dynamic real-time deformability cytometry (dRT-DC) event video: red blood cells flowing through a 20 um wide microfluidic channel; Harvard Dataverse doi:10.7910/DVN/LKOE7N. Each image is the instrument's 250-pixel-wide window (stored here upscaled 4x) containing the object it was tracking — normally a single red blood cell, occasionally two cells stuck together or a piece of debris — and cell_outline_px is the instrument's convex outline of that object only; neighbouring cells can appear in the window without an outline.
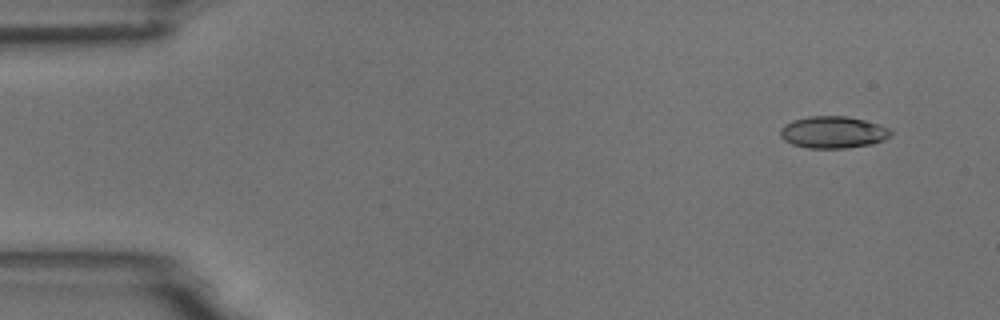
{"species": "common noctule bat (a hibernating species)", "species_latin": "Nyctalus noctula", "temperature_condition": "room temperature", "stored_images_in_passage": 5, "camera_frame_rate_fps": 3000, "um_per_image_px": 0.085, "animal": {"sex": "male", "body_mass_g": 18.8}, "frame": {"image": 1, "passage_image": 2, "time_ms": 1.0, "image_size_px": [1000, 320], "cell_outline_px": [[892, 132], [884, 140], [872, 144], [844, 148], [808, 148], [792, 144], [784, 140], [780, 136], [780, 128], [784, 124], [792, 120], [808, 116], [848, 116], [880, 124], [892, 128]], "centroid_in_image_um": [70.81, 11.23], "position_along_channel_um": 14.2, "area_um2": 20.75}}
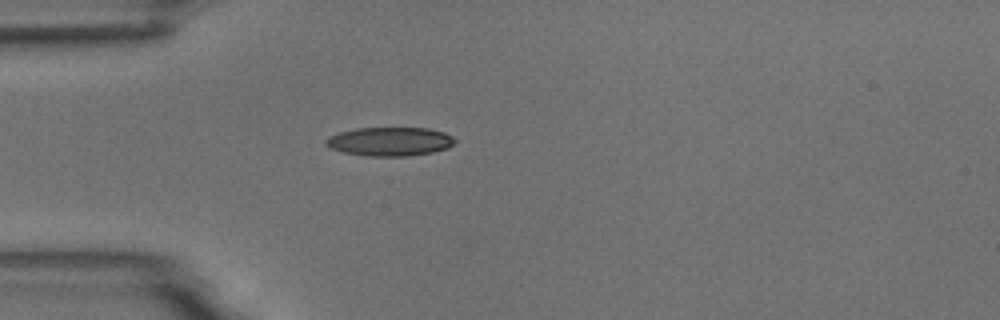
{"frame": {"image": 2, "passage_image": 5, "time_ms": 4.667, "image_size_px": [1000, 320], "cell_outline_px": [[456, 140], [448, 148], [432, 152], [408, 156], [364, 156], [344, 152], [332, 148], [324, 144], [324, 140], [328, 136], [340, 132], [356, 128], [428, 128], [444, 132], [452, 136]], "centroid_in_image_um": [33.12, 12.03], "position_along_channel_um": 51.9, "area_um2": 21.68}}